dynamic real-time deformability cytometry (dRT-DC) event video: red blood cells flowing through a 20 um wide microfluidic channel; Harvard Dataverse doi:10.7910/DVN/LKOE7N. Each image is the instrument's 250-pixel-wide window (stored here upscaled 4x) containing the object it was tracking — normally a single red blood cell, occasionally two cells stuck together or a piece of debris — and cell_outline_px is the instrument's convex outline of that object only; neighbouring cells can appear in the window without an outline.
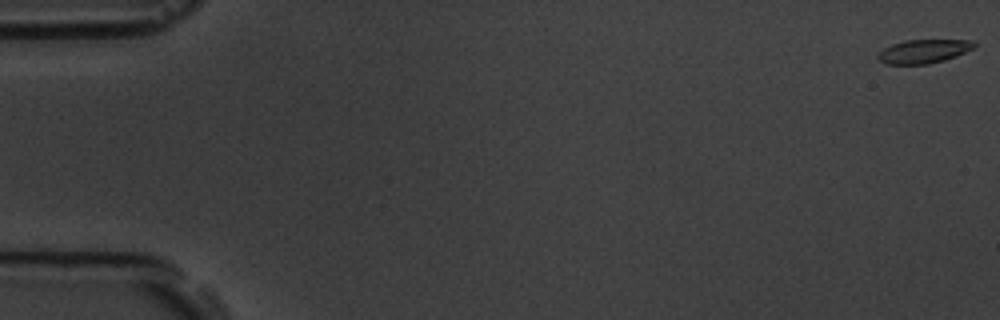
{"species": "common noctule bat (a hibernating species)", "species_latin": "Nyctalus noctula", "temperature_condition": "room temperature", "stored_images_in_passage": 4, "camera_frame_rate_fps": 3000, "um_per_image_px": 0.085, "animal": {"sex": "male", "body_mass_g": 19.5, "forearm_length_mm": 54.6}, "frame": {"image": 1, "passage_image": 1, "time_ms": 0.0, "image_size_px": [1000, 320], "cell_outline_px": [[976, 48], [956, 56], [944, 60], [928, 64], [884, 64], [876, 56], [884, 48], [892, 44], [904, 40], [972, 40], [976, 44]], "centroid_in_image_um": [78.53, 4.36], "position_along_channel_um": 6.5, "area_um2": 13.35}}